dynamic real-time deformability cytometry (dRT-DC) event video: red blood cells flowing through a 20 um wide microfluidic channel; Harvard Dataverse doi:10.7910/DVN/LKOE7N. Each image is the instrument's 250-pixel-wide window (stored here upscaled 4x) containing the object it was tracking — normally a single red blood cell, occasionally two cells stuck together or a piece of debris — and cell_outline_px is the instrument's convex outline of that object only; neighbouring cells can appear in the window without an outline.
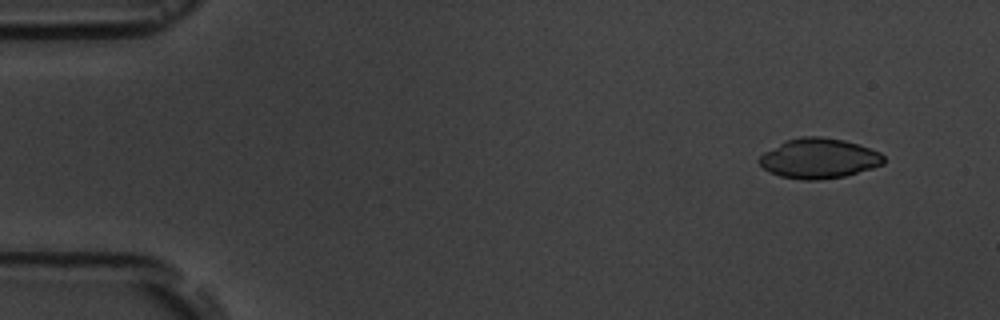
{"species": "common noctule bat (a hibernating species)", "species_latin": "Nyctalus noctula", "temperature_condition": "room temperature", "stored_images_in_passage": 6, "camera_frame_rate_fps": 3000, "um_per_image_px": 0.085, "animal": {"sex": "male", "body_mass_g": 19.5, "forearm_length_mm": 54.6}, "frame": {"image": 1, "passage_image": 2, "time_ms": 1.333, "image_size_px": [1000, 320], "cell_outline_px": [[884, 164], [872, 168], [844, 176], [820, 180], [800, 180], [780, 176], [764, 168], [756, 160], [764, 152], [784, 140], [800, 136], [820, 136], [844, 140], [860, 144], [880, 152], [884, 156]], "centroid_in_image_um": [69.6, 13.45], "position_along_channel_um": 15.4, "area_um2": 29.25}}